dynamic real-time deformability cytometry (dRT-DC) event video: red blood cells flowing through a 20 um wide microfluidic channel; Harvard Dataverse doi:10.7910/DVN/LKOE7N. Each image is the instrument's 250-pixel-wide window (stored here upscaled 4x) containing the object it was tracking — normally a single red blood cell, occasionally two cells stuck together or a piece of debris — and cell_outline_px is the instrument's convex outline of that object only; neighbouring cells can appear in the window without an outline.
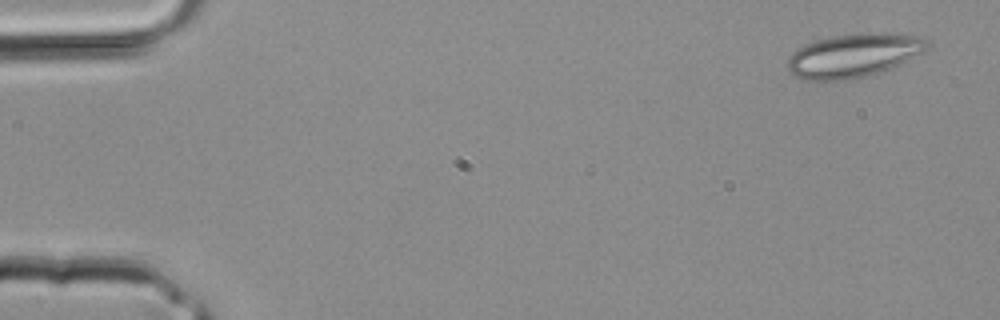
{"species": "common noctule bat (a hibernating species)", "species_latin": "Nyctalus noctula", "temperature_condition": "room temperature", "stored_images_in_passage": 3, "camera_frame_rate_fps": 3000, "um_per_image_px": 0.085, "animal": {"sex": "male", "body_mass_g": 20.4}, "frame": {"image": 1, "passage_image": 1, "time_ms": 0.0, "image_size_px": [1000, 320], "cell_outline_px": [[928, 48], [924, 52], [884, 72], [852, 80], [804, 80], [792, 76], [788, 68], [788, 56], [796, 48], [804, 44], [816, 40], [856, 32], [884, 32], [916, 36], [924, 40], [928, 44]], "centroid_in_image_um": [72.53, 4.72], "position_along_channel_um": 12.5, "area_um2": 36.07}}